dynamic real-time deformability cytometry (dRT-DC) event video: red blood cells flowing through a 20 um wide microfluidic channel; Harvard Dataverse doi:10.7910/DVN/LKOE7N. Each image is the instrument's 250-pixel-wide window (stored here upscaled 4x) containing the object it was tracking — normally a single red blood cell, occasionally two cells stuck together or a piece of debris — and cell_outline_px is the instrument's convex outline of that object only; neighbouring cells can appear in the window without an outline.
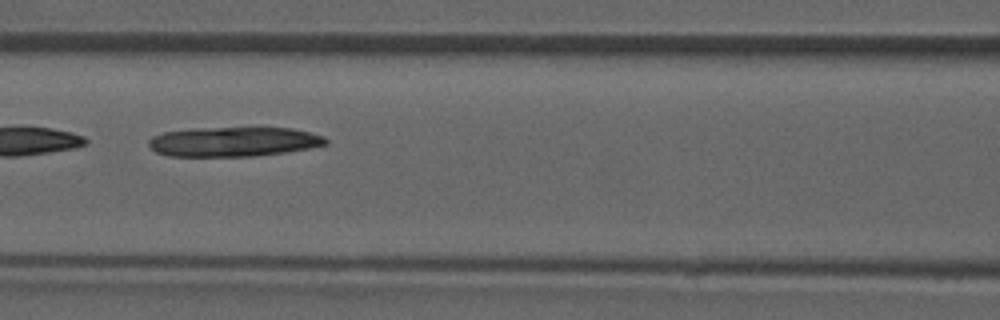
{"species": "common noctule bat (a hibernating species)", "species_latin": "Nyctalus noctula", "temperature_condition": "room temperature", "stored_images_in_passage": 6, "camera_frame_rate_fps": 3000, "um_per_image_px": 0.085, "animal": {"sex": "male", "forearm_length_mm": 52.5}, "frame": {"image": 1, "passage_image": 6, "time_ms": 6.667, "image_size_px": [1000, 320], "cell_outline_px": [[328, 144], [308, 148], [284, 152], [252, 156], [168, 156], [156, 152], [148, 144], [148, 140], [152, 136], [164, 132], [192, 128], [292, 128], [324, 136], [328, 140]], "centroid_in_image_um": [19.83, 12.04], "position_along_channel_um": 146.8, "area_um2": 30.4}}